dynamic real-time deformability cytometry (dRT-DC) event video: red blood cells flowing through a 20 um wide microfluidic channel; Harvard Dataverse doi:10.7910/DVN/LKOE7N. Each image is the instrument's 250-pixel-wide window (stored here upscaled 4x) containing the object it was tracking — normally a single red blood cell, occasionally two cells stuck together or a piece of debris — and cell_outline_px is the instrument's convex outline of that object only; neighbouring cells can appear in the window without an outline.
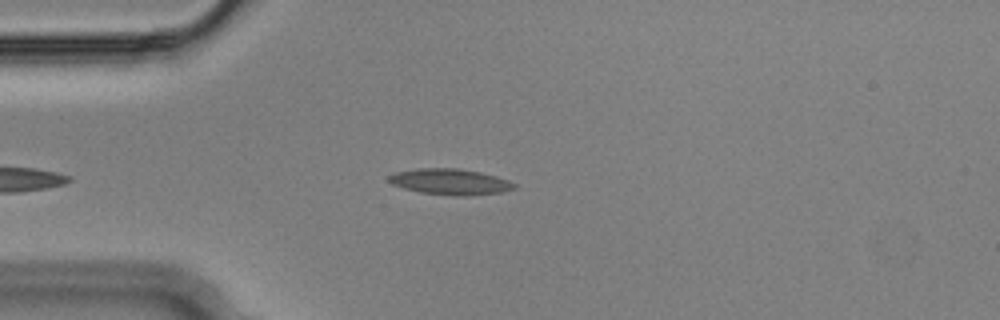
{"species": "Egyptian fruit bat (a non-hibernating species)", "species_latin": "Rousettus aegyptiacus", "temperature_condition": "cold", "stored_images_in_passage": 41, "segment_of_instrument_passage": [1, 2], "camera_frame_rate_fps": 3000, "um_per_image_px": 0.085, "animal": {"sex": "male"}, "frame": {"image": 1, "passage_image": 3, "time_ms": 0.667, "image_size_px": [1000, 320], "cell_outline_px": [[516, 188], [504, 192], [468, 196], [456, 196], [420, 192], [404, 188], [392, 184], [388, 180], [388, 176], [396, 172], [416, 168], [456, 168], [480, 172], [496, 176], [508, 180], [516, 184]], "centroid_in_image_um": [38.29, 15.45], "position_along_channel_um": 46.7, "area_um2": 19.02}}
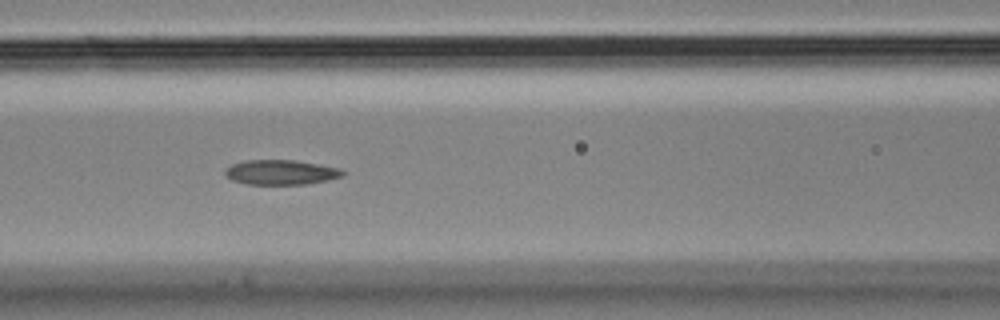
{"frame": {"image": 2, "passage_image": 12, "time_ms": 3.667, "image_size_px": [1000, 320], "cell_outline_px": [[344, 176], [328, 180], [308, 184], [244, 184], [232, 180], [224, 176], [224, 172], [232, 164], [244, 160], [292, 160], [336, 168], [344, 172]], "centroid_in_image_um": [23.81, 14.66], "position_along_channel_um": 142.8, "area_um2": 16.82}}
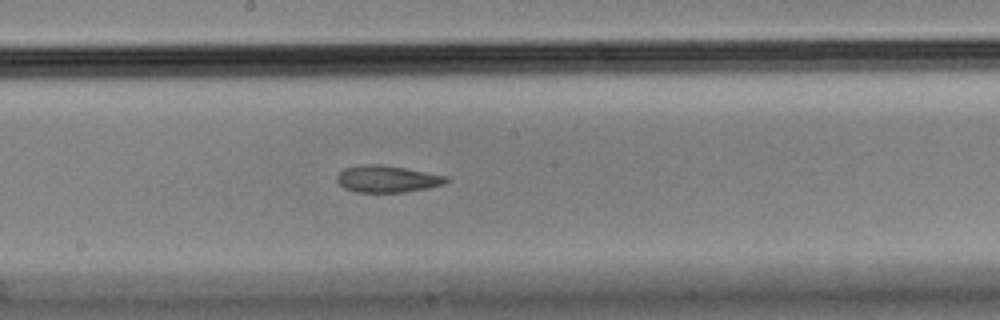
{"frame": {"image": 3, "passage_image": 18, "time_ms": 5.667, "image_size_px": [1000, 320], "cell_outline_px": [[448, 180], [444, 184], [428, 188], [404, 192], [356, 192], [344, 188], [336, 180], [336, 176], [344, 168], [360, 164], [380, 164], [404, 168], [448, 176]], "centroid_in_image_um": [32.89, 15.21], "position_along_channel_um": 215.3, "area_um2": 17.11}}